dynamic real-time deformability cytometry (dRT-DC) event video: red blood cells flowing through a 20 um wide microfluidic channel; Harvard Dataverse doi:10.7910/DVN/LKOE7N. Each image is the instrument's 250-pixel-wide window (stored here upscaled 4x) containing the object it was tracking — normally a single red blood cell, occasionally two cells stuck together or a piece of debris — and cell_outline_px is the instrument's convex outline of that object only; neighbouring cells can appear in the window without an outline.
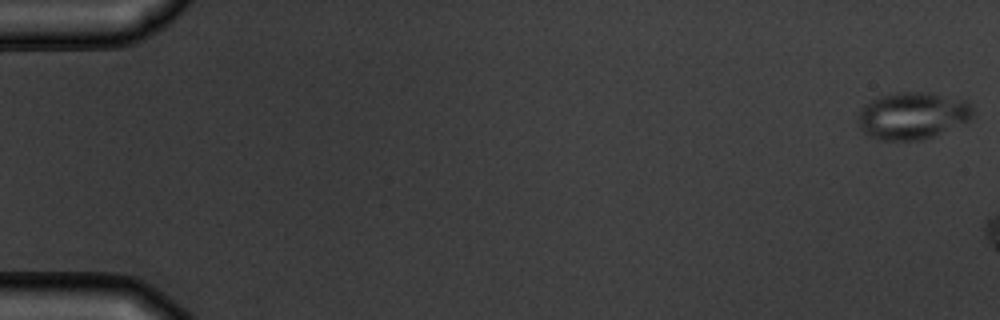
{"species": "common noctule bat (a hibernating species)", "species_latin": "Nyctalus noctula", "temperature_condition": "warm", "stored_images_in_passage": 3, "camera_frame_rate_fps": 3000, "um_per_image_px": 0.085, "animal": {"sex": "male", "body_mass_g": 19.5, "forearm_length_mm": 54.6}, "frame": {"image": 1, "passage_image": 1, "time_ms": 0.0, "image_size_px": [1000, 320], "cell_outline_px": [[972, 116], [968, 120], [936, 136], [920, 140], [880, 140], [868, 136], [860, 128], [860, 108], [864, 104], [880, 96], [900, 92], [924, 92], [968, 100], [972, 108]], "centroid_in_image_um": [77.56, 9.84], "position_along_channel_um": 7.4, "area_um2": 31.33}}